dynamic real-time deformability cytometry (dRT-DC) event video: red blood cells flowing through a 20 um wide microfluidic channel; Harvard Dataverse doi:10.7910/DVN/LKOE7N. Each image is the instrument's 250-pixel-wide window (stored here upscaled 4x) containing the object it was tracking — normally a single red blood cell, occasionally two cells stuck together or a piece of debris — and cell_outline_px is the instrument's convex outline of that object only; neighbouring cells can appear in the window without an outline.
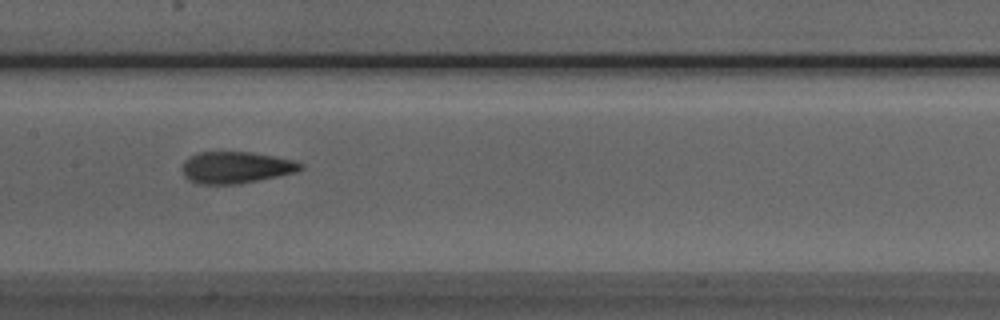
{"species": "Egyptian fruit bat (a non-hibernating species)", "species_latin": "Rousettus aegyptiacus", "temperature_condition": "room temperature", "stored_images_in_passage": 8, "camera_frame_rate_fps": 3000, "um_per_image_px": 0.085, "animal": {"sex": "male"}, "frame": {"image": 1, "passage_image": 6, "time_ms": 6.333, "image_size_px": [1000, 320], "cell_outline_px": [[304, 168], [296, 172], [240, 184], [200, 184], [184, 176], [184, 160], [200, 152], [252, 152], [296, 160], [304, 164]], "centroid_in_image_um": [20.13, 14.23], "position_along_channel_um": 187.3, "area_um2": 21.73}}
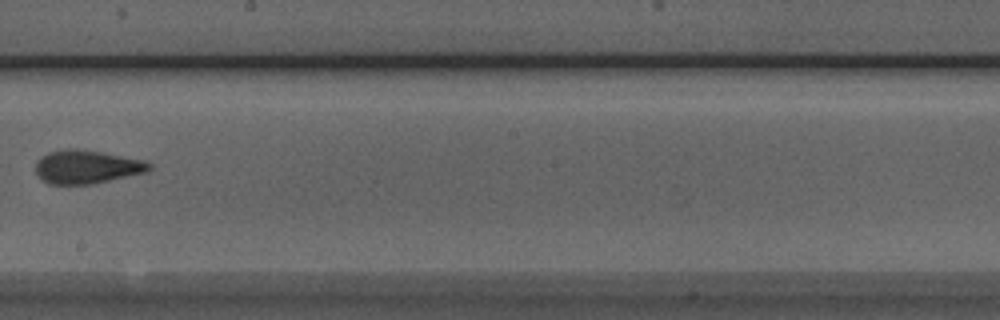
{"frame": {"image": 2, "passage_image": 7, "time_ms": 7.667, "image_size_px": [1000, 320], "cell_outline_px": [[152, 168], [144, 172], [96, 184], [48, 184], [36, 172], [36, 164], [40, 156], [48, 152], [68, 148], [76, 148], [100, 152], [144, 160], [152, 164]], "centroid_in_image_um": [7.37, 14.18], "position_along_channel_um": 240.8, "area_um2": 22.08}}
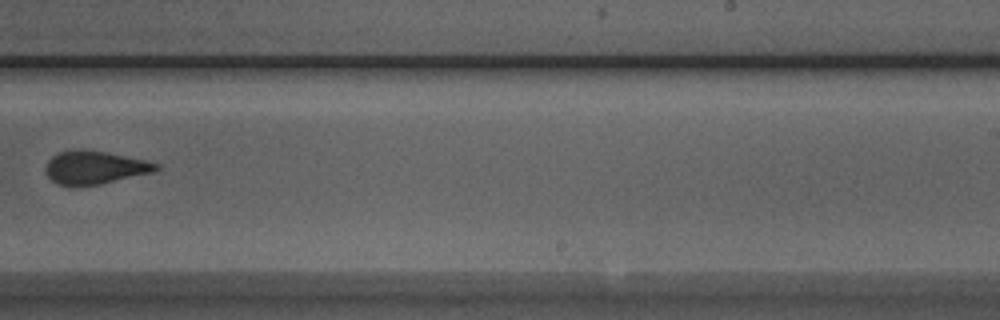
{"frame": {"image": 3, "passage_image": 8, "time_ms": 8.667, "image_size_px": [1000, 320], "cell_outline_px": [[160, 168], [156, 172], [100, 184], [76, 188], [56, 184], [48, 176], [44, 168], [48, 160], [52, 156], [60, 152], [84, 148], [144, 160], [160, 164]], "centroid_in_image_um": [8.03, 14.26], "position_along_channel_um": 281.0, "area_um2": 21.73}}